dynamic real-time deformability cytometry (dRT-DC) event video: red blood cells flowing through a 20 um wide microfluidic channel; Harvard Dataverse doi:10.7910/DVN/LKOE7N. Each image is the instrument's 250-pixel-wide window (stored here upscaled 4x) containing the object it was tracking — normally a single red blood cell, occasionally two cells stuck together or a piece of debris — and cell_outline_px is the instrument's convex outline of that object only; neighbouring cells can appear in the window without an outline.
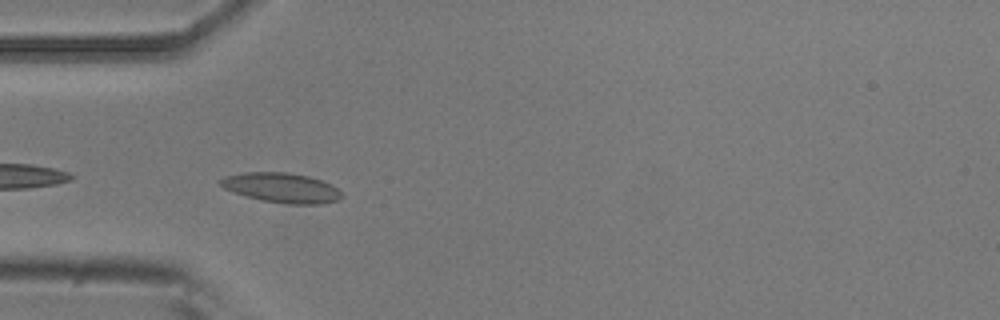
{"species": "common noctule bat (a hibernating species)", "species_latin": "Nyctalus noctula", "temperature_condition": "room temperature", "stored_images_in_passage": 7, "camera_frame_rate_fps": 3000, "um_per_image_px": 0.085, "animal": {"sex": "male", "body_mass_g": 20.5, "forearm_length_mm": 52.5}, "frame": {"image": 1, "passage_image": 2, "time_ms": 0.333, "image_size_px": [1000, 320], "cell_outline_px": [[344, 196], [340, 200], [320, 204], [288, 204], [260, 200], [232, 192], [224, 188], [220, 184], [220, 180], [224, 176], [244, 172], [288, 172], [308, 176], [332, 184]], "centroid_in_image_um": [23.94, 15.96], "position_along_channel_um": 61.1, "area_um2": 21.15}}
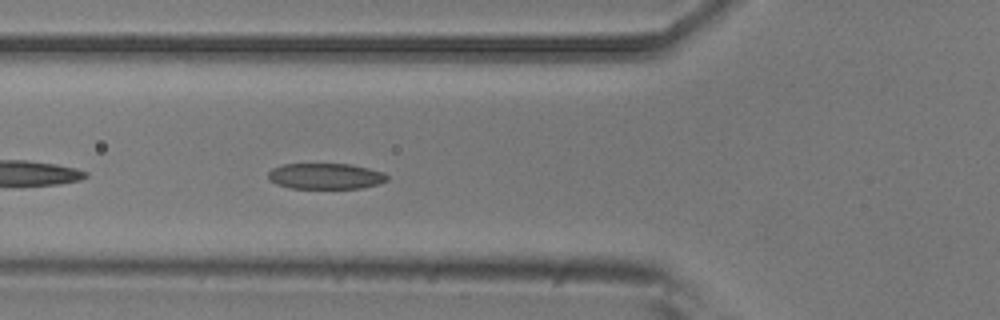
{"frame": {"image": 2, "passage_image": 5, "time_ms": 1.333, "image_size_px": [1000, 320], "cell_outline_px": [[388, 180], [364, 188], [288, 188], [276, 184], [268, 180], [268, 172], [272, 168], [284, 164], [352, 164], [384, 172], [388, 176]], "centroid_in_image_um": [27.65, 14.97], "position_along_channel_um": 98.1, "area_um2": 18.03}}